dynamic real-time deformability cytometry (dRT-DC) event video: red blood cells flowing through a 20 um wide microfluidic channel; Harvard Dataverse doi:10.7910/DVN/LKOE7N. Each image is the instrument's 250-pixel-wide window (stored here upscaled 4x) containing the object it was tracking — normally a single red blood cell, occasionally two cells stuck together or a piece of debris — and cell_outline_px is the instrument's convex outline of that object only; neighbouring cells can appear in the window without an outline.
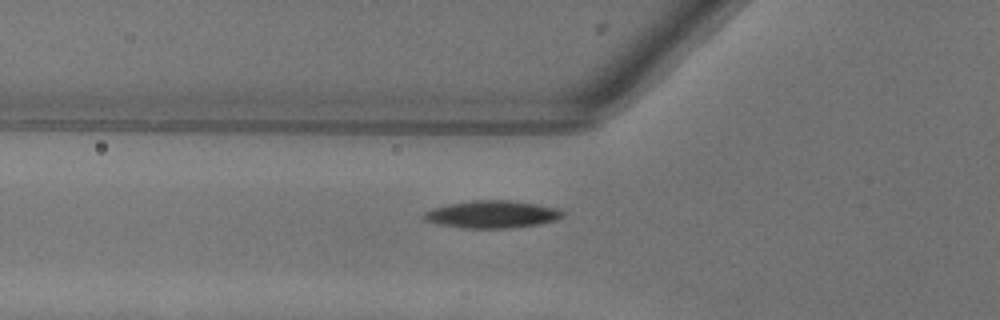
{"species": "common noctule bat (a hibernating species)", "species_latin": "Nyctalus noctula", "temperature_condition": "warm", "stored_images_in_passage": 48, "camera_frame_rate_fps": 3000, "um_per_image_px": 0.085, "animal": {"sex": "female"}, "frame": {"image": 1, "passage_image": 15, "time_ms": 4.667, "image_size_px": [1000, 320], "cell_outline_px": [[564, 216], [556, 220], [536, 224], [508, 228], [460, 228], [440, 224], [424, 220], [424, 212], [432, 208], [448, 204], [476, 200], [508, 200], [536, 204], [560, 208], [564, 212]], "centroid_in_image_um": [41.84, 18.21], "position_along_channel_um": 84.0, "area_um2": 22.08}}
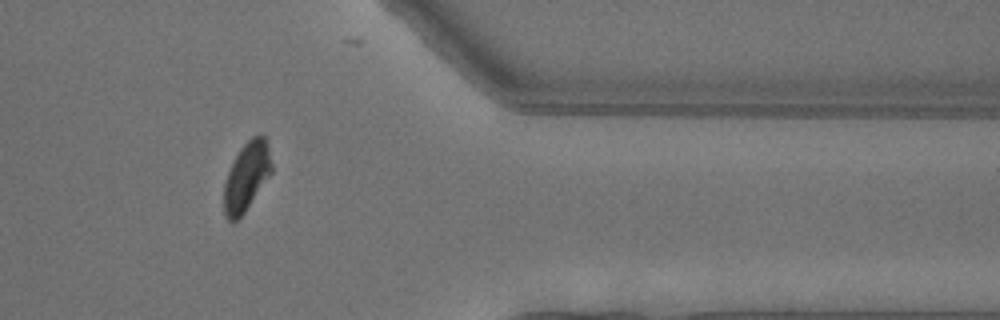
{"frame": {"image": 2, "passage_image": 39, "time_ms": 12.667, "image_size_px": [1000, 320], "cell_outline_px": [[272, 172], [244, 212], [236, 220], [228, 220], [224, 216], [224, 184], [228, 172], [240, 148], [252, 136], [264, 136], [268, 140], [272, 164]], "centroid_in_image_um": [20.97, 14.98], "position_along_channel_um": 390.4, "area_um2": 18.84}}
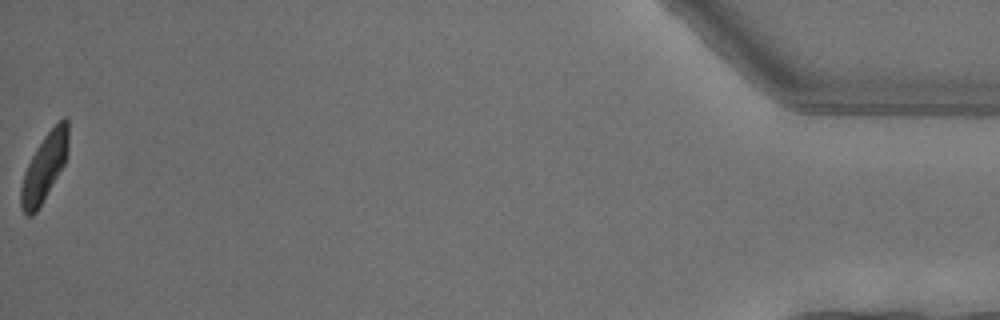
{"frame": {"image": 3, "passage_image": 48, "time_ms": 15.667, "image_size_px": [1000, 320], "cell_outline_px": [[68, 152], [64, 164], [36, 212], [32, 216], [24, 216], [20, 208], [20, 188], [24, 172], [36, 148], [44, 136], [64, 116], [68, 116]], "centroid_in_image_um": [3.75, 14.24], "position_along_channel_um": 431.4, "area_um2": 18.55}, "authors_computed_cell_mechanics": {"area_um2": 21.6172, "velocity_mm_per_s": 4.0318, "shape_relaxation_time_tau1_ms": 3.3185, "shape_relaxation_time_tau2_ms": 4.3261, "deformation_change_tau1": 0.1422, "deformation_change_tau2": 0.0782}}